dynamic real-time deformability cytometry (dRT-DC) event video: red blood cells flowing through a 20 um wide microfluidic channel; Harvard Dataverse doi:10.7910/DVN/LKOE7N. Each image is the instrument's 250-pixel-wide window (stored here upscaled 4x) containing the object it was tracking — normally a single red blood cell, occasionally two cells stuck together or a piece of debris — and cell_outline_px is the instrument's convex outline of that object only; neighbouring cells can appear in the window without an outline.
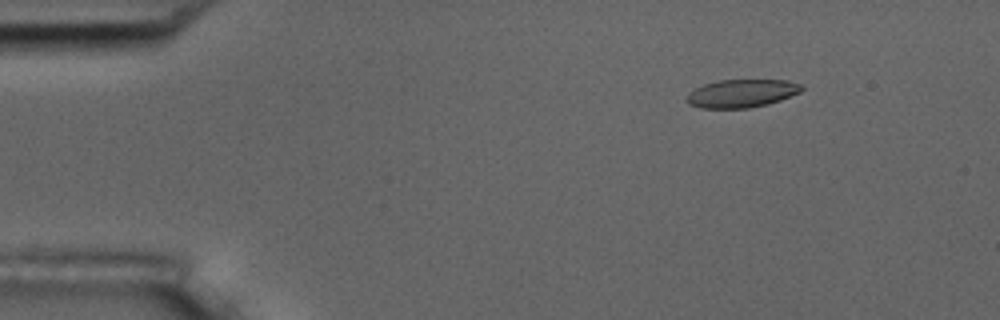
{"species": "common noctule bat (a hibernating species)", "species_latin": "Nyctalus noctula", "temperature_condition": "room temperature", "stored_images_in_passage": 56, "camera_frame_rate_fps": 3000, "um_per_image_px": 0.085, "animal": {"sex": "male", "body_mass_g": 17.5, "forearm_length_mm": 52.3}, "frame": {"image": 1, "passage_image": 8, "time_ms": 2.333, "image_size_px": [1000, 320], "cell_outline_px": [[804, 88], [800, 92], [780, 100], [768, 104], [748, 108], [700, 108], [688, 104], [684, 100], [688, 92], [704, 84], [720, 80], [788, 80], [800, 84]], "centroid_in_image_um": [63.0, 7.94], "position_along_channel_um": 22.0, "area_um2": 18.9}}
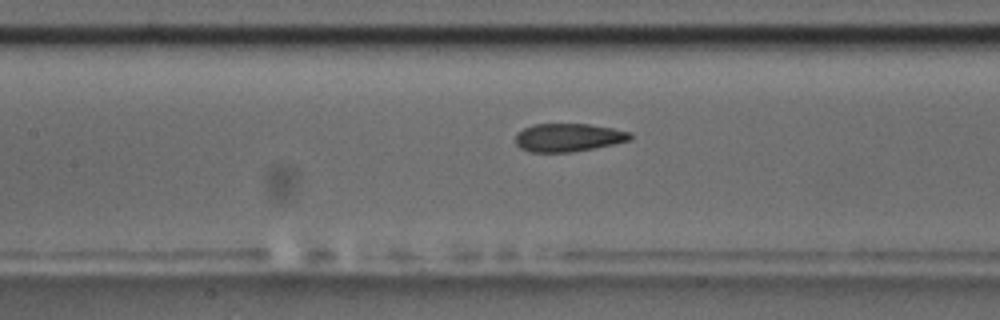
{"frame": {"image": 2, "passage_image": 26, "time_ms": 8.333, "image_size_px": [1000, 320], "cell_outline_px": [[632, 136], [628, 140], [612, 144], [592, 148], [568, 152], [532, 152], [520, 148], [516, 144], [516, 132], [532, 124], [588, 124], [612, 128], [632, 132]], "centroid_in_image_um": [48.26, 11.68], "position_along_channel_um": 159.1, "area_um2": 18.67}}
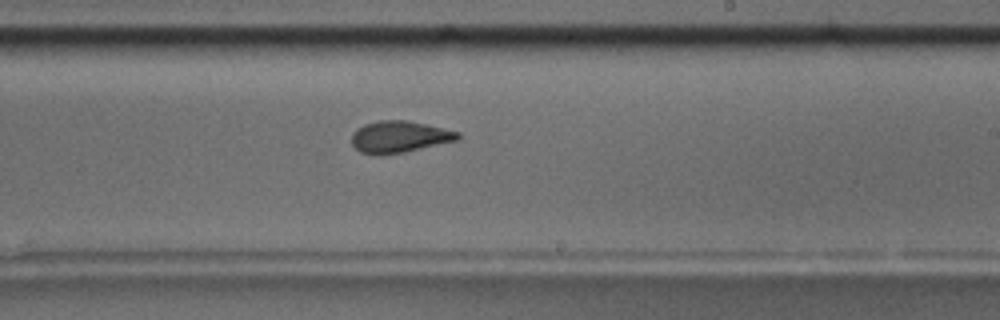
{"frame": {"image": 3, "passage_image": 34, "time_ms": 11.0, "image_size_px": [1000, 320], "cell_outline_px": [[460, 140], [404, 152], [376, 156], [360, 152], [352, 144], [352, 132], [356, 128], [364, 124], [376, 120], [408, 120], [460, 132]], "centroid_in_image_um": [33.93, 11.63], "position_along_channel_um": 255.1, "area_um2": 19.88}, "authors_computed_cell_mechanics": {"area_um2": 19.6809, "velocity_mm_per_s": 3.6208, "shape_relaxation_time_tau1_ms": 5.6831, "shape_relaxation_time_tau2_ms": 1.4615, "deformation_change_tau1": 0.177, "deformation_change_tau2": 0.0893}}